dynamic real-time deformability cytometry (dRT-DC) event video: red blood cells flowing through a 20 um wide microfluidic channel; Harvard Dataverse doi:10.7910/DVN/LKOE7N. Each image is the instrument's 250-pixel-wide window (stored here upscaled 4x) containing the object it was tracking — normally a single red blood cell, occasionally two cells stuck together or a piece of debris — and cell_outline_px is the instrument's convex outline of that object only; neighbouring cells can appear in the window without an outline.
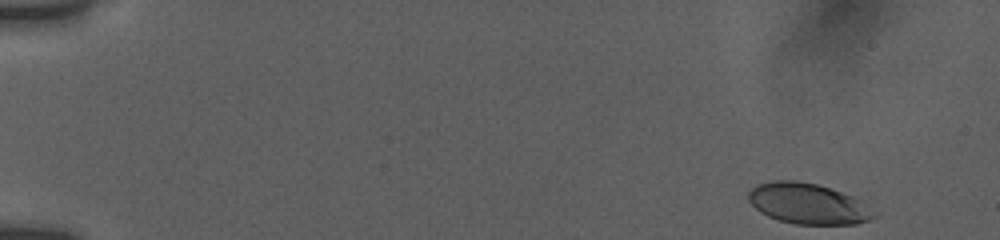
{"species": "human", "species_latin": "Homo sapiens", "temperature_condition": "room temperature", "stored_images_in_passage": 16, "camera_frame_rate_fps": 3000, "um_per_image_px": 0.085, "donor": {"sex": "female"}, "frame": {"image": 1, "passage_image": 1, "time_ms": 0.0, "image_size_px": [1000, 240], "cell_outline_px": [[880, 212], [876, 216], [868, 220], [856, 224], [796, 224], [780, 220], [768, 216], [760, 212], [748, 200], [748, 192], [756, 184], [772, 180], [796, 180], [816, 184], [852, 196], [860, 200]], "centroid_in_image_um": [68.7, 17.31], "position_along_channel_um": 16.3, "area_um2": 29.88}}
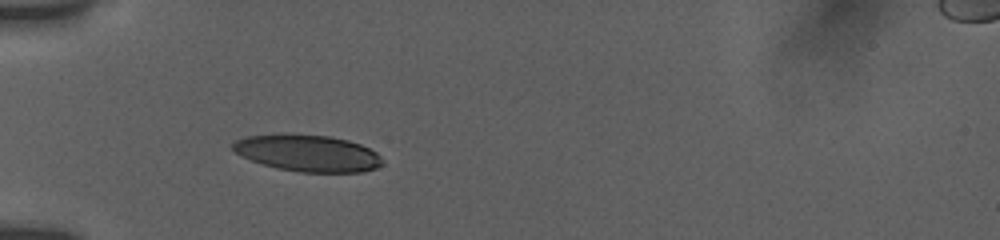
{"frame": {"image": 2, "passage_image": 12, "time_ms": 4.667, "image_size_px": [1000, 240], "cell_outline_px": [[384, 160], [376, 168], [360, 172], [300, 172], [276, 168], [240, 156], [232, 148], [232, 144], [236, 140], [244, 136], [280, 132], [284, 132], [332, 136], [348, 140], [360, 144], [376, 152]], "centroid_in_image_um": [26.11, 12.98], "position_along_channel_um": 58.9, "area_um2": 32.48}}
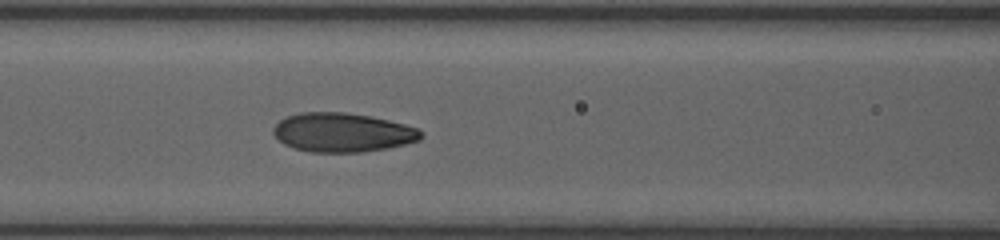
{"frame": {"image": 3, "passage_image": 16, "time_ms": 7.0, "image_size_px": [1000, 240], "cell_outline_px": [[424, 136], [420, 140], [388, 148], [364, 152], [312, 152], [292, 148], [284, 144], [272, 132], [272, 128], [280, 120], [288, 116], [300, 112], [344, 112], [372, 116], [420, 128], [424, 132]], "centroid_in_image_um": [29.14, 11.26], "position_along_channel_um": 137.5, "area_um2": 33.87}}